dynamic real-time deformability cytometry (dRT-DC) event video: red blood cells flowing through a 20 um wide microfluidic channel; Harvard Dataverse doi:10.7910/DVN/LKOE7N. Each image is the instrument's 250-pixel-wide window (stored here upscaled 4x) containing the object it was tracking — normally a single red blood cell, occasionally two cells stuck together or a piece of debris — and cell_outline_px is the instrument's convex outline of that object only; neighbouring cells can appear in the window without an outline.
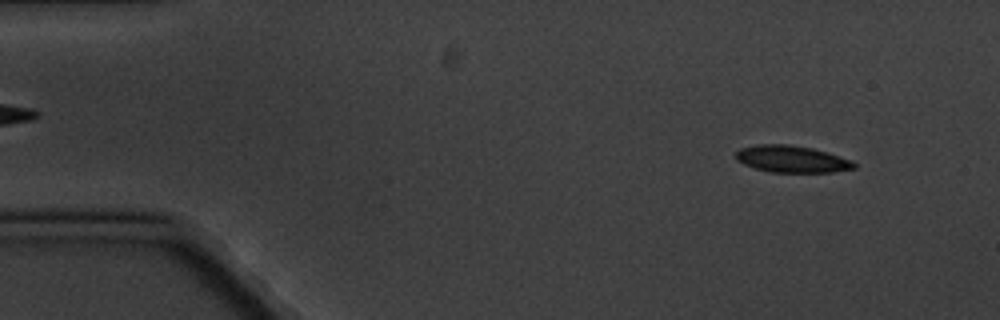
{"species": "common noctule bat (a hibernating species)", "species_latin": "Nyctalus noctula", "temperature_condition": "cold", "stored_images_in_passage": 3, "camera_frame_rate_fps": 3000, "um_per_image_px": 0.085, "animal": {"sex": "male", "body_mass_g": 20.1, "forearm_length_mm": 53.5}, "frame": {"image": 1, "passage_image": 1, "time_ms": 0.0, "image_size_px": [1000, 320], "cell_outline_px": [[856, 168], [832, 172], [772, 172], [756, 168], [744, 164], [736, 160], [736, 152], [740, 148], [756, 144], [788, 144], [812, 148], [828, 152], [852, 160], [856, 164]], "centroid_in_image_um": [67.31, 13.51], "position_along_channel_um": 17.7, "area_um2": 18.55}}
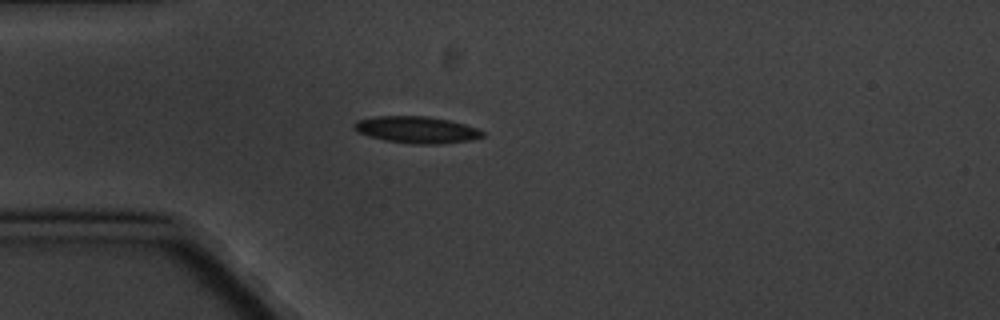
{"frame": {"image": 2, "passage_image": 3, "time_ms": 3.333, "image_size_px": [1000, 320], "cell_outline_px": [[484, 136], [472, 140], [440, 144], [412, 144], [384, 140], [368, 136], [356, 132], [352, 128], [352, 124], [356, 120], [376, 116], [428, 116], [448, 120], [464, 124], [476, 128], [484, 132]], "centroid_in_image_um": [35.36, 11.03], "position_along_channel_um": 49.6, "area_um2": 20.23}}